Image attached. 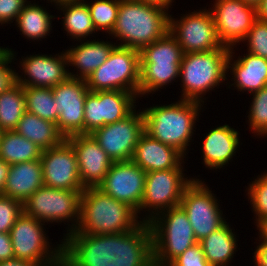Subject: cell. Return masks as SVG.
I'll return each mask as SVG.
<instances>
[{
	"label": "cell",
	"mask_w": 267,
	"mask_h": 266,
	"mask_svg": "<svg viewBox=\"0 0 267 266\" xmlns=\"http://www.w3.org/2000/svg\"><path fill=\"white\" fill-rule=\"evenodd\" d=\"M121 0H85L97 32L109 35L116 23Z\"/></svg>",
	"instance_id": "obj_34"
},
{
	"label": "cell",
	"mask_w": 267,
	"mask_h": 266,
	"mask_svg": "<svg viewBox=\"0 0 267 266\" xmlns=\"http://www.w3.org/2000/svg\"><path fill=\"white\" fill-rule=\"evenodd\" d=\"M229 222L199 241L206 260L212 266H229L238 249L237 232ZM235 254V255H234Z\"/></svg>",
	"instance_id": "obj_27"
},
{
	"label": "cell",
	"mask_w": 267,
	"mask_h": 266,
	"mask_svg": "<svg viewBox=\"0 0 267 266\" xmlns=\"http://www.w3.org/2000/svg\"><path fill=\"white\" fill-rule=\"evenodd\" d=\"M257 246L253 254L254 266H267V241L262 240L259 236L255 239Z\"/></svg>",
	"instance_id": "obj_42"
},
{
	"label": "cell",
	"mask_w": 267,
	"mask_h": 266,
	"mask_svg": "<svg viewBox=\"0 0 267 266\" xmlns=\"http://www.w3.org/2000/svg\"><path fill=\"white\" fill-rule=\"evenodd\" d=\"M2 133H3V131L0 130V140H1Z\"/></svg>",
	"instance_id": "obj_52"
},
{
	"label": "cell",
	"mask_w": 267,
	"mask_h": 266,
	"mask_svg": "<svg viewBox=\"0 0 267 266\" xmlns=\"http://www.w3.org/2000/svg\"><path fill=\"white\" fill-rule=\"evenodd\" d=\"M6 48L8 53L0 60V94L17 84V70L12 65L18 64L14 62L15 60L17 61L16 55L18 53L9 48V46Z\"/></svg>",
	"instance_id": "obj_39"
},
{
	"label": "cell",
	"mask_w": 267,
	"mask_h": 266,
	"mask_svg": "<svg viewBox=\"0 0 267 266\" xmlns=\"http://www.w3.org/2000/svg\"><path fill=\"white\" fill-rule=\"evenodd\" d=\"M8 53V49L0 46V60Z\"/></svg>",
	"instance_id": "obj_51"
},
{
	"label": "cell",
	"mask_w": 267,
	"mask_h": 266,
	"mask_svg": "<svg viewBox=\"0 0 267 266\" xmlns=\"http://www.w3.org/2000/svg\"><path fill=\"white\" fill-rule=\"evenodd\" d=\"M45 227L46 223L23 212L9 232L14 257L45 266H62V240L52 244Z\"/></svg>",
	"instance_id": "obj_9"
},
{
	"label": "cell",
	"mask_w": 267,
	"mask_h": 266,
	"mask_svg": "<svg viewBox=\"0 0 267 266\" xmlns=\"http://www.w3.org/2000/svg\"><path fill=\"white\" fill-rule=\"evenodd\" d=\"M241 43H247L246 52L267 59V22L256 19Z\"/></svg>",
	"instance_id": "obj_37"
},
{
	"label": "cell",
	"mask_w": 267,
	"mask_h": 266,
	"mask_svg": "<svg viewBox=\"0 0 267 266\" xmlns=\"http://www.w3.org/2000/svg\"><path fill=\"white\" fill-rule=\"evenodd\" d=\"M146 174L147 172L132 160L113 162L98 188L138 213L144 194Z\"/></svg>",
	"instance_id": "obj_19"
},
{
	"label": "cell",
	"mask_w": 267,
	"mask_h": 266,
	"mask_svg": "<svg viewBox=\"0 0 267 266\" xmlns=\"http://www.w3.org/2000/svg\"><path fill=\"white\" fill-rule=\"evenodd\" d=\"M169 14V10L155 4L121 0L116 23L107 38L111 36L116 45L140 51L168 32Z\"/></svg>",
	"instance_id": "obj_3"
},
{
	"label": "cell",
	"mask_w": 267,
	"mask_h": 266,
	"mask_svg": "<svg viewBox=\"0 0 267 266\" xmlns=\"http://www.w3.org/2000/svg\"><path fill=\"white\" fill-rule=\"evenodd\" d=\"M139 99L178 82L183 51L169 31L140 51ZM177 80V81H176Z\"/></svg>",
	"instance_id": "obj_6"
},
{
	"label": "cell",
	"mask_w": 267,
	"mask_h": 266,
	"mask_svg": "<svg viewBox=\"0 0 267 266\" xmlns=\"http://www.w3.org/2000/svg\"><path fill=\"white\" fill-rule=\"evenodd\" d=\"M42 185L43 171L41 161H26L10 165L2 193L24 203Z\"/></svg>",
	"instance_id": "obj_26"
},
{
	"label": "cell",
	"mask_w": 267,
	"mask_h": 266,
	"mask_svg": "<svg viewBox=\"0 0 267 266\" xmlns=\"http://www.w3.org/2000/svg\"><path fill=\"white\" fill-rule=\"evenodd\" d=\"M13 247L9 233L0 232V261L13 259Z\"/></svg>",
	"instance_id": "obj_43"
},
{
	"label": "cell",
	"mask_w": 267,
	"mask_h": 266,
	"mask_svg": "<svg viewBox=\"0 0 267 266\" xmlns=\"http://www.w3.org/2000/svg\"><path fill=\"white\" fill-rule=\"evenodd\" d=\"M41 153V148L15 130L3 131L0 140V159L9 165L39 160Z\"/></svg>",
	"instance_id": "obj_31"
},
{
	"label": "cell",
	"mask_w": 267,
	"mask_h": 266,
	"mask_svg": "<svg viewBox=\"0 0 267 266\" xmlns=\"http://www.w3.org/2000/svg\"><path fill=\"white\" fill-rule=\"evenodd\" d=\"M0 266H45L43 263L28 262L25 260H20L18 258H13L5 261H0Z\"/></svg>",
	"instance_id": "obj_44"
},
{
	"label": "cell",
	"mask_w": 267,
	"mask_h": 266,
	"mask_svg": "<svg viewBox=\"0 0 267 266\" xmlns=\"http://www.w3.org/2000/svg\"><path fill=\"white\" fill-rule=\"evenodd\" d=\"M235 51L237 50L234 47L230 48L227 61V80L230 79L233 83L230 80L227 81V89L232 87L230 89H236L243 94L246 92L249 95L267 86V59L248 52L243 56L237 55V58Z\"/></svg>",
	"instance_id": "obj_22"
},
{
	"label": "cell",
	"mask_w": 267,
	"mask_h": 266,
	"mask_svg": "<svg viewBox=\"0 0 267 266\" xmlns=\"http://www.w3.org/2000/svg\"><path fill=\"white\" fill-rule=\"evenodd\" d=\"M243 2L249 4V5H253V6H257L261 0H242Z\"/></svg>",
	"instance_id": "obj_50"
},
{
	"label": "cell",
	"mask_w": 267,
	"mask_h": 266,
	"mask_svg": "<svg viewBox=\"0 0 267 266\" xmlns=\"http://www.w3.org/2000/svg\"><path fill=\"white\" fill-rule=\"evenodd\" d=\"M26 111L57 123L58 109L52 88L24 87Z\"/></svg>",
	"instance_id": "obj_33"
},
{
	"label": "cell",
	"mask_w": 267,
	"mask_h": 266,
	"mask_svg": "<svg viewBox=\"0 0 267 266\" xmlns=\"http://www.w3.org/2000/svg\"><path fill=\"white\" fill-rule=\"evenodd\" d=\"M168 266H212L205 258L199 242L189 247Z\"/></svg>",
	"instance_id": "obj_40"
},
{
	"label": "cell",
	"mask_w": 267,
	"mask_h": 266,
	"mask_svg": "<svg viewBox=\"0 0 267 266\" xmlns=\"http://www.w3.org/2000/svg\"><path fill=\"white\" fill-rule=\"evenodd\" d=\"M44 185L70 191H84L73 147L64 140L60 145L42 150Z\"/></svg>",
	"instance_id": "obj_20"
},
{
	"label": "cell",
	"mask_w": 267,
	"mask_h": 266,
	"mask_svg": "<svg viewBox=\"0 0 267 266\" xmlns=\"http://www.w3.org/2000/svg\"><path fill=\"white\" fill-rule=\"evenodd\" d=\"M26 112L24 87L14 85L0 94V130H15L22 115Z\"/></svg>",
	"instance_id": "obj_32"
},
{
	"label": "cell",
	"mask_w": 267,
	"mask_h": 266,
	"mask_svg": "<svg viewBox=\"0 0 267 266\" xmlns=\"http://www.w3.org/2000/svg\"><path fill=\"white\" fill-rule=\"evenodd\" d=\"M183 169L185 168L147 172L144 194L140 210L137 213L140 220L149 222L158 213L180 206V201L186 187L193 179H200L197 178L200 175L194 176L195 178L187 177L184 173L186 169Z\"/></svg>",
	"instance_id": "obj_11"
},
{
	"label": "cell",
	"mask_w": 267,
	"mask_h": 266,
	"mask_svg": "<svg viewBox=\"0 0 267 266\" xmlns=\"http://www.w3.org/2000/svg\"><path fill=\"white\" fill-rule=\"evenodd\" d=\"M256 229L259 231L256 235H258L262 240L267 241V219L261 221L256 226Z\"/></svg>",
	"instance_id": "obj_48"
},
{
	"label": "cell",
	"mask_w": 267,
	"mask_h": 266,
	"mask_svg": "<svg viewBox=\"0 0 267 266\" xmlns=\"http://www.w3.org/2000/svg\"><path fill=\"white\" fill-rule=\"evenodd\" d=\"M58 109L57 128L65 137L84 134V104L89 91L85 79L68 77L52 88Z\"/></svg>",
	"instance_id": "obj_17"
},
{
	"label": "cell",
	"mask_w": 267,
	"mask_h": 266,
	"mask_svg": "<svg viewBox=\"0 0 267 266\" xmlns=\"http://www.w3.org/2000/svg\"><path fill=\"white\" fill-rule=\"evenodd\" d=\"M129 205L98 187L85 188L80 197L77 234H119L137 228L143 221Z\"/></svg>",
	"instance_id": "obj_4"
},
{
	"label": "cell",
	"mask_w": 267,
	"mask_h": 266,
	"mask_svg": "<svg viewBox=\"0 0 267 266\" xmlns=\"http://www.w3.org/2000/svg\"><path fill=\"white\" fill-rule=\"evenodd\" d=\"M62 245V266H155L148 222L119 234L71 232Z\"/></svg>",
	"instance_id": "obj_1"
},
{
	"label": "cell",
	"mask_w": 267,
	"mask_h": 266,
	"mask_svg": "<svg viewBox=\"0 0 267 266\" xmlns=\"http://www.w3.org/2000/svg\"><path fill=\"white\" fill-rule=\"evenodd\" d=\"M65 140L76 154L82 186L98 187L113 164L111 158L91 134H75Z\"/></svg>",
	"instance_id": "obj_21"
},
{
	"label": "cell",
	"mask_w": 267,
	"mask_h": 266,
	"mask_svg": "<svg viewBox=\"0 0 267 266\" xmlns=\"http://www.w3.org/2000/svg\"><path fill=\"white\" fill-rule=\"evenodd\" d=\"M21 58L18 64L20 69L16 75L17 83L23 87L53 88L69 77L68 58L65 51L55 55L54 53L53 55L30 54Z\"/></svg>",
	"instance_id": "obj_18"
},
{
	"label": "cell",
	"mask_w": 267,
	"mask_h": 266,
	"mask_svg": "<svg viewBox=\"0 0 267 266\" xmlns=\"http://www.w3.org/2000/svg\"><path fill=\"white\" fill-rule=\"evenodd\" d=\"M47 1H46V3H50L52 6L54 5L55 7H57L59 5L65 4V3L82 2L85 0H47Z\"/></svg>",
	"instance_id": "obj_49"
},
{
	"label": "cell",
	"mask_w": 267,
	"mask_h": 266,
	"mask_svg": "<svg viewBox=\"0 0 267 266\" xmlns=\"http://www.w3.org/2000/svg\"><path fill=\"white\" fill-rule=\"evenodd\" d=\"M230 48L208 52L185 53L180 64L179 99L205 103L206 95L227 83V61ZM226 81V82H225Z\"/></svg>",
	"instance_id": "obj_5"
},
{
	"label": "cell",
	"mask_w": 267,
	"mask_h": 266,
	"mask_svg": "<svg viewBox=\"0 0 267 266\" xmlns=\"http://www.w3.org/2000/svg\"><path fill=\"white\" fill-rule=\"evenodd\" d=\"M71 47H67L65 50L68 58V67L71 66L74 69L68 68V75L71 78L87 79V77L97 69L102 63H104L109 53L116 45L113 40L97 39L93 40H78V43L73 42ZM74 71V72H73ZM77 71V72H75Z\"/></svg>",
	"instance_id": "obj_24"
},
{
	"label": "cell",
	"mask_w": 267,
	"mask_h": 266,
	"mask_svg": "<svg viewBox=\"0 0 267 266\" xmlns=\"http://www.w3.org/2000/svg\"><path fill=\"white\" fill-rule=\"evenodd\" d=\"M82 192L42 185L23 203V210L26 215L47 223V225L50 223L66 224L64 238L71 232H75L79 225Z\"/></svg>",
	"instance_id": "obj_8"
},
{
	"label": "cell",
	"mask_w": 267,
	"mask_h": 266,
	"mask_svg": "<svg viewBox=\"0 0 267 266\" xmlns=\"http://www.w3.org/2000/svg\"><path fill=\"white\" fill-rule=\"evenodd\" d=\"M148 224L151 229L155 266H168L198 242L181 206L158 213Z\"/></svg>",
	"instance_id": "obj_7"
},
{
	"label": "cell",
	"mask_w": 267,
	"mask_h": 266,
	"mask_svg": "<svg viewBox=\"0 0 267 266\" xmlns=\"http://www.w3.org/2000/svg\"><path fill=\"white\" fill-rule=\"evenodd\" d=\"M136 1H142L145 3H151V4H155L161 7H164L167 10H172L170 8L173 7V3H175V0H136ZM172 6V7H171Z\"/></svg>",
	"instance_id": "obj_47"
},
{
	"label": "cell",
	"mask_w": 267,
	"mask_h": 266,
	"mask_svg": "<svg viewBox=\"0 0 267 266\" xmlns=\"http://www.w3.org/2000/svg\"><path fill=\"white\" fill-rule=\"evenodd\" d=\"M138 100L139 97L129 91H88L84 104V134H92L124 119L138 108Z\"/></svg>",
	"instance_id": "obj_14"
},
{
	"label": "cell",
	"mask_w": 267,
	"mask_h": 266,
	"mask_svg": "<svg viewBox=\"0 0 267 266\" xmlns=\"http://www.w3.org/2000/svg\"><path fill=\"white\" fill-rule=\"evenodd\" d=\"M28 2V0H0V25L2 28L16 22Z\"/></svg>",
	"instance_id": "obj_41"
},
{
	"label": "cell",
	"mask_w": 267,
	"mask_h": 266,
	"mask_svg": "<svg viewBox=\"0 0 267 266\" xmlns=\"http://www.w3.org/2000/svg\"><path fill=\"white\" fill-rule=\"evenodd\" d=\"M23 212L21 201L0 194V232L9 233Z\"/></svg>",
	"instance_id": "obj_38"
},
{
	"label": "cell",
	"mask_w": 267,
	"mask_h": 266,
	"mask_svg": "<svg viewBox=\"0 0 267 266\" xmlns=\"http://www.w3.org/2000/svg\"><path fill=\"white\" fill-rule=\"evenodd\" d=\"M208 9L212 13L218 37L226 47L237 48L246 38L257 19L256 7L242 0H213Z\"/></svg>",
	"instance_id": "obj_16"
},
{
	"label": "cell",
	"mask_w": 267,
	"mask_h": 266,
	"mask_svg": "<svg viewBox=\"0 0 267 266\" xmlns=\"http://www.w3.org/2000/svg\"><path fill=\"white\" fill-rule=\"evenodd\" d=\"M250 95L252 100L246 117L247 128L256 138H267V86Z\"/></svg>",
	"instance_id": "obj_35"
},
{
	"label": "cell",
	"mask_w": 267,
	"mask_h": 266,
	"mask_svg": "<svg viewBox=\"0 0 267 266\" xmlns=\"http://www.w3.org/2000/svg\"><path fill=\"white\" fill-rule=\"evenodd\" d=\"M204 108L203 103L184 99L142 108L145 132L163 144L176 148L188 158L197 129L196 122H199L200 112Z\"/></svg>",
	"instance_id": "obj_2"
},
{
	"label": "cell",
	"mask_w": 267,
	"mask_h": 266,
	"mask_svg": "<svg viewBox=\"0 0 267 266\" xmlns=\"http://www.w3.org/2000/svg\"><path fill=\"white\" fill-rule=\"evenodd\" d=\"M54 8L58 10L57 14L60 12L58 18L61 16L60 19H63L61 20L63 31H66L65 34L67 37L70 36L71 41L77 42L78 40H87V38L89 40L91 37L96 38L94 34L97 31L85 1L65 3L57 7L53 6Z\"/></svg>",
	"instance_id": "obj_29"
},
{
	"label": "cell",
	"mask_w": 267,
	"mask_h": 266,
	"mask_svg": "<svg viewBox=\"0 0 267 266\" xmlns=\"http://www.w3.org/2000/svg\"><path fill=\"white\" fill-rule=\"evenodd\" d=\"M257 19L267 22V0H261L256 6Z\"/></svg>",
	"instance_id": "obj_46"
},
{
	"label": "cell",
	"mask_w": 267,
	"mask_h": 266,
	"mask_svg": "<svg viewBox=\"0 0 267 266\" xmlns=\"http://www.w3.org/2000/svg\"><path fill=\"white\" fill-rule=\"evenodd\" d=\"M9 167L10 165L8 163L0 159V194H2L5 189Z\"/></svg>",
	"instance_id": "obj_45"
},
{
	"label": "cell",
	"mask_w": 267,
	"mask_h": 266,
	"mask_svg": "<svg viewBox=\"0 0 267 266\" xmlns=\"http://www.w3.org/2000/svg\"><path fill=\"white\" fill-rule=\"evenodd\" d=\"M29 1L24 9L19 14L15 26L19 29L20 35L27 40L42 41V39L48 38L52 31V21H55L58 16L51 15L47 7L41 6L35 1Z\"/></svg>",
	"instance_id": "obj_28"
},
{
	"label": "cell",
	"mask_w": 267,
	"mask_h": 266,
	"mask_svg": "<svg viewBox=\"0 0 267 266\" xmlns=\"http://www.w3.org/2000/svg\"><path fill=\"white\" fill-rule=\"evenodd\" d=\"M245 193L248 196L250 208L254 214V225L257 226L261 221L267 219V170L255 177L248 183ZM250 200V201H249Z\"/></svg>",
	"instance_id": "obj_36"
},
{
	"label": "cell",
	"mask_w": 267,
	"mask_h": 266,
	"mask_svg": "<svg viewBox=\"0 0 267 266\" xmlns=\"http://www.w3.org/2000/svg\"><path fill=\"white\" fill-rule=\"evenodd\" d=\"M141 108L135 109L124 119L105 125L91 135L113 162L130 161L137 142L145 132Z\"/></svg>",
	"instance_id": "obj_15"
},
{
	"label": "cell",
	"mask_w": 267,
	"mask_h": 266,
	"mask_svg": "<svg viewBox=\"0 0 267 266\" xmlns=\"http://www.w3.org/2000/svg\"><path fill=\"white\" fill-rule=\"evenodd\" d=\"M140 52L115 45L107 60L86 79L89 91L122 90L138 96Z\"/></svg>",
	"instance_id": "obj_10"
},
{
	"label": "cell",
	"mask_w": 267,
	"mask_h": 266,
	"mask_svg": "<svg viewBox=\"0 0 267 266\" xmlns=\"http://www.w3.org/2000/svg\"><path fill=\"white\" fill-rule=\"evenodd\" d=\"M185 12L174 18L169 14V33L176 39L183 53L208 52L229 48L218 37L212 13L207 7Z\"/></svg>",
	"instance_id": "obj_13"
},
{
	"label": "cell",
	"mask_w": 267,
	"mask_h": 266,
	"mask_svg": "<svg viewBox=\"0 0 267 266\" xmlns=\"http://www.w3.org/2000/svg\"><path fill=\"white\" fill-rule=\"evenodd\" d=\"M15 131L35 143L41 150L56 147L65 140L55 123L27 111L22 115Z\"/></svg>",
	"instance_id": "obj_30"
},
{
	"label": "cell",
	"mask_w": 267,
	"mask_h": 266,
	"mask_svg": "<svg viewBox=\"0 0 267 266\" xmlns=\"http://www.w3.org/2000/svg\"><path fill=\"white\" fill-rule=\"evenodd\" d=\"M239 131L228 124L217 125L215 128H210L208 133L204 134L201 141V157L202 164L207 170L218 171L221 168L224 170L233 161L237 150L240 147ZM225 167V168H224ZM218 169V170H217Z\"/></svg>",
	"instance_id": "obj_23"
},
{
	"label": "cell",
	"mask_w": 267,
	"mask_h": 266,
	"mask_svg": "<svg viewBox=\"0 0 267 266\" xmlns=\"http://www.w3.org/2000/svg\"><path fill=\"white\" fill-rule=\"evenodd\" d=\"M209 187L204 180L193 179L180 201L198 242L228 222L221 210V200Z\"/></svg>",
	"instance_id": "obj_12"
},
{
	"label": "cell",
	"mask_w": 267,
	"mask_h": 266,
	"mask_svg": "<svg viewBox=\"0 0 267 266\" xmlns=\"http://www.w3.org/2000/svg\"><path fill=\"white\" fill-rule=\"evenodd\" d=\"M176 148L163 144L144 132L137 142L132 161L145 172L184 168L187 159ZM185 160V161H184Z\"/></svg>",
	"instance_id": "obj_25"
}]
</instances>
